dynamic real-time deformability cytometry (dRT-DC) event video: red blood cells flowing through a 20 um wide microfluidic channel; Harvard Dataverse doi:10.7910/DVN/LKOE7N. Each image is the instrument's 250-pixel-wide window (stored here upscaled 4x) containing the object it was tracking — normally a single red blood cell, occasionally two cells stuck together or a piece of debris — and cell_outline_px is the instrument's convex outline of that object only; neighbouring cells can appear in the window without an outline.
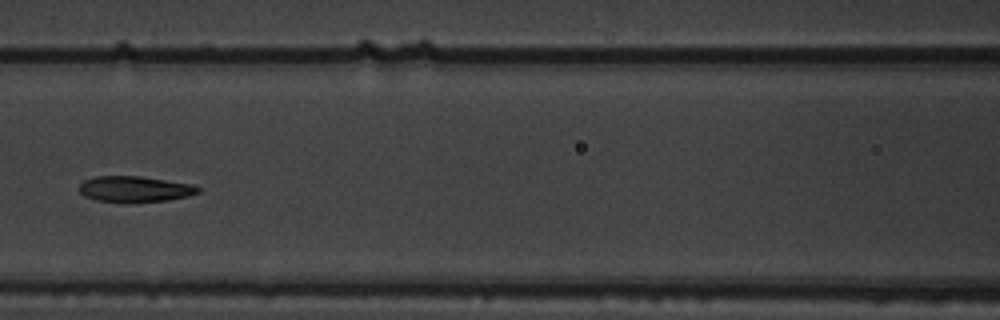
{"species": "common noctule bat (a hibernating species)", "species_latin": "Nyctalus noctula", "temperature_condition": "warm", "stored_images_in_passage": 6, "camera_frame_rate_fps": 3000, "um_per_image_px": 0.085, "animal": {"sex": "male", "body_mass_g": 19.5, "forearm_length_mm": 54.6}, "frame": {"image": 1, "passage_image": 6, "time_ms": 1.667, "image_size_px": [1000, 320], "cell_outline_px": [[204, 188], [200, 192], [188, 196], [168, 200], [136, 204], [124, 204], [96, 200], [84, 196], [80, 192], [80, 184], [84, 180], [96, 176], [140, 176], [192, 184]], "centroid_in_image_um": [11.49, 16.1], "position_along_channel_um": 155.1, "area_um2": 18.55}}